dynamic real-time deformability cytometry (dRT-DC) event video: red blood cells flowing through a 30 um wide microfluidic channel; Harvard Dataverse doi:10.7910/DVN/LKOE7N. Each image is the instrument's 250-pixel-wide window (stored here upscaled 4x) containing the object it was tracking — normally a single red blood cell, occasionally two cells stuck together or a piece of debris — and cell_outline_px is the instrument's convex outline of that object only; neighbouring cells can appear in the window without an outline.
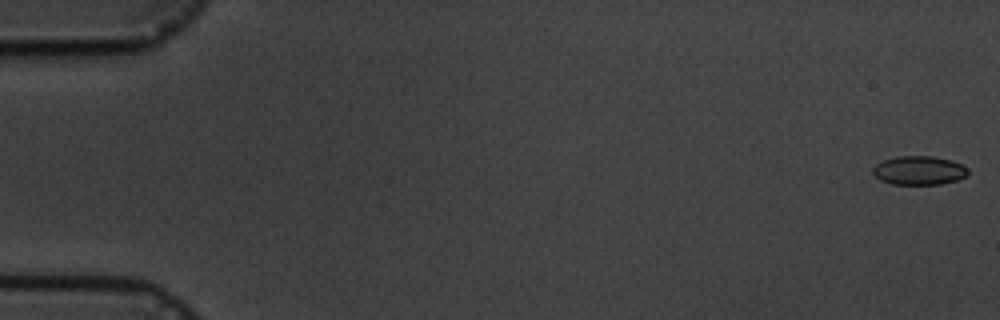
{"species": "common noctule bat (a hibernating species)", "species_latin": "Nyctalus noctula", "temperature_condition": "cold", "stored_images_in_passage": 5, "camera_frame_rate_fps": 3000, "um_per_image_px": 0.085, "animal": {"sex": "male", "body_mass_g": 19.5, "forearm_length_mm": 54.6}, "frame": {"image": 1, "passage_image": 1, "time_ms": 0.0, "image_size_px": [1000, 320], "cell_outline_px": [[968, 176], [956, 180], [940, 184], [892, 184], [880, 180], [872, 172], [872, 168], [876, 164], [884, 160], [900, 156], [932, 156], [952, 160], [968, 168]], "centroid_in_image_um": [78.13, 14.49], "position_along_channel_um": 6.9, "area_um2": 15.95}}
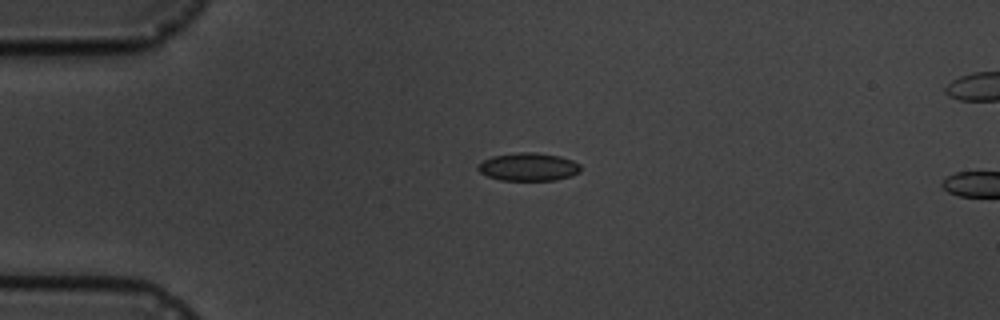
{"frame": {"image": 2, "passage_image": 4, "time_ms": 4.333, "image_size_px": [1000, 320], "cell_outline_px": [[580, 172], [572, 176], [556, 180], [500, 180], [488, 176], [480, 172], [476, 168], [476, 164], [492, 156], [516, 152], [536, 152], [560, 156], [572, 160], [580, 164]], "centroid_in_image_um": [44.91, 14.18], "position_along_channel_um": 40.1, "area_um2": 16.94}}